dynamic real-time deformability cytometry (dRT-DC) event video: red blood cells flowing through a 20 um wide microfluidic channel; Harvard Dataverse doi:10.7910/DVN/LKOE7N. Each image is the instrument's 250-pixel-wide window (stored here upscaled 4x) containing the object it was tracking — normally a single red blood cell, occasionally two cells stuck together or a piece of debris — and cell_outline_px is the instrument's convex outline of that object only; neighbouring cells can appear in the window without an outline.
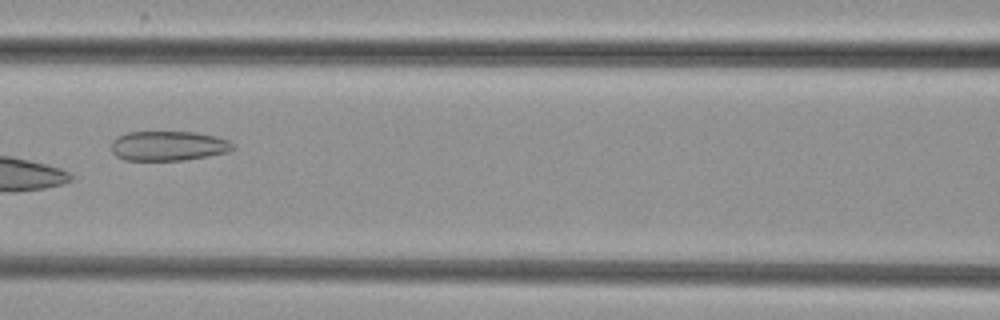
{"species": "common noctule bat (a hibernating species)", "species_latin": "Nyctalus noctula", "temperature_condition": "cold", "stored_images_in_passage": 7, "camera_frame_rate_fps": 3000, "um_per_image_px": 0.085, "animal": {"sex": "female", "body_mass_g": 29.2, "forearm_length_mm": 56.3}, "frame": {"image": 1, "passage_image": 7, "time_ms": 8.0, "image_size_px": [1000, 320], "cell_outline_px": [[236, 148], [228, 152], [208, 156], [184, 160], [124, 160], [116, 156], [112, 152], [112, 140], [116, 136], [128, 132], [196, 132], [216, 136], [228, 140]], "centroid_in_image_um": [14.3, 12.4], "position_along_channel_um": 152.3, "area_um2": 21.15}}